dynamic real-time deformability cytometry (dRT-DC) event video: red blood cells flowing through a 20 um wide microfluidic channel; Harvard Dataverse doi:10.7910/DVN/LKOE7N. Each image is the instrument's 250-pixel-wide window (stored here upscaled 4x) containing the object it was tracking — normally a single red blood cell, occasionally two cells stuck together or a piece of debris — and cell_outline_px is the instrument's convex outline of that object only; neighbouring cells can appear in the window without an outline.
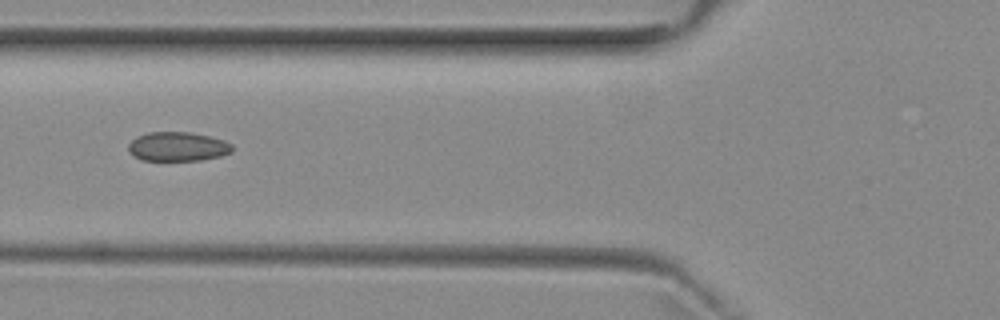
{"species": "common noctule bat (a hibernating species)", "species_latin": "Nyctalus noctula", "temperature_condition": "room temperature", "stored_images_in_passage": 4, "camera_frame_rate_fps": 3000, "um_per_image_px": 0.085, "animal": {"sex": "female", "body_mass_g": 29.2, "forearm_length_mm": 56.3}, "frame": {"image": 1, "passage_image": 4, "time_ms": 3.667, "image_size_px": [1000, 320], "cell_outline_px": [[232, 152], [220, 156], [200, 160], [140, 160], [128, 152], [128, 144], [136, 136], [148, 132], [192, 132], [224, 140], [232, 144]], "centroid_in_image_um": [15.08, 12.45], "position_along_channel_um": 110.7, "area_um2": 17.74}}